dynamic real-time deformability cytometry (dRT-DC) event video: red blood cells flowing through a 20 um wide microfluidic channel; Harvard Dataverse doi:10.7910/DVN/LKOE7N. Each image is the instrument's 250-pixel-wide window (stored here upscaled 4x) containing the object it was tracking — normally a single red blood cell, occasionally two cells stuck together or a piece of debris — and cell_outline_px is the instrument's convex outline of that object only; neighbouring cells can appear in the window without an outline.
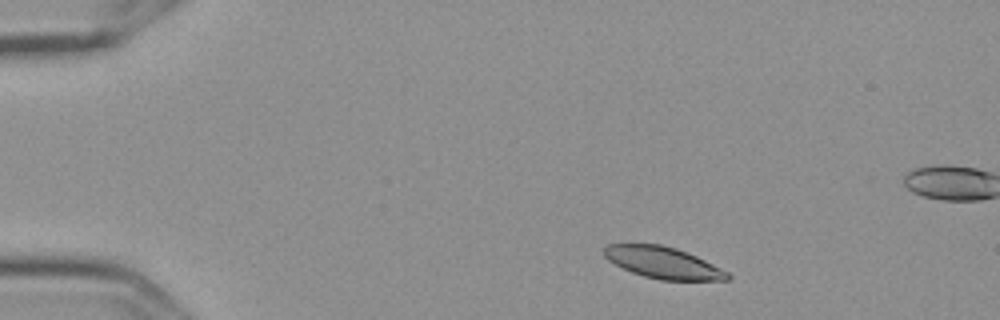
{"species": "Egyptian fruit bat (a non-hibernating species)", "species_latin": "Rousettus aegyptiacus", "temperature_condition": "cold", "stored_images_in_passage": 4, "camera_frame_rate_fps": 3000, "um_per_image_px": 0.085, "frame": {"image": 1, "passage_image": 1, "time_ms": 0.0, "image_size_px": [1000, 320], "cell_outline_px": [[732, 276], [728, 280], [660, 280], [644, 276], [632, 272], [608, 260], [604, 256], [604, 248], [608, 244], [660, 244], [676, 248], [696, 256], [728, 272]], "centroid_in_image_um": [56.36, 22.33], "position_along_channel_um": 28.6, "area_um2": 22.48}}